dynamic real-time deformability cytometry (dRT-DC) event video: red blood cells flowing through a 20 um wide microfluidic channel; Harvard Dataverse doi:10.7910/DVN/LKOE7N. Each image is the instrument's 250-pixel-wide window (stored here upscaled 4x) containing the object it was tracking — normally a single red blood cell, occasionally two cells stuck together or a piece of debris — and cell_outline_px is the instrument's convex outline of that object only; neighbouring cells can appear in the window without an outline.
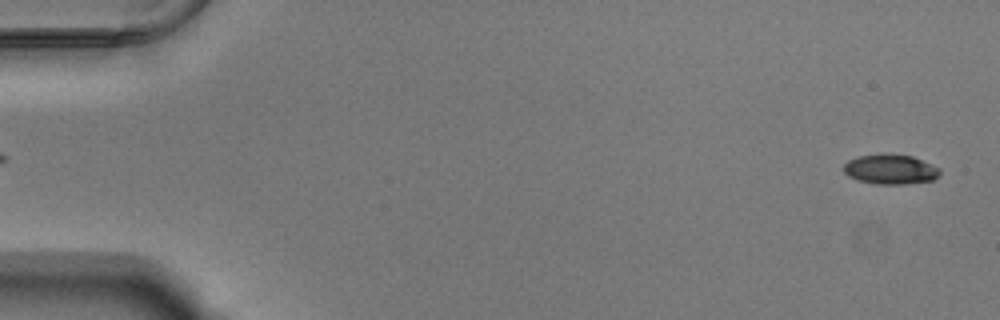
{"species": "Egyptian fruit bat (a non-hibernating species)", "species_latin": "Rousettus aegyptiacus", "temperature_condition": "warm", "stored_images_in_passage": 54, "camera_frame_rate_fps": 3000, "um_per_image_px": 0.085, "animal": {"sex": "male"}, "frame": {"image": 1, "passage_image": 2, "time_ms": 0.333, "image_size_px": [1000, 320], "cell_outline_px": [[940, 172], [932, 180], [904, 184], [876, 184], [856, 180], [848, 176], [844, 172], [844, 164], [848, 160], [856, 156], [884, 152], [912, 156], [932, 164], [940, 168]], "centroid_in_image_um": [75.64, 14.37], "position_along_channel_um": 9.4, "area_um2": 16.99}}
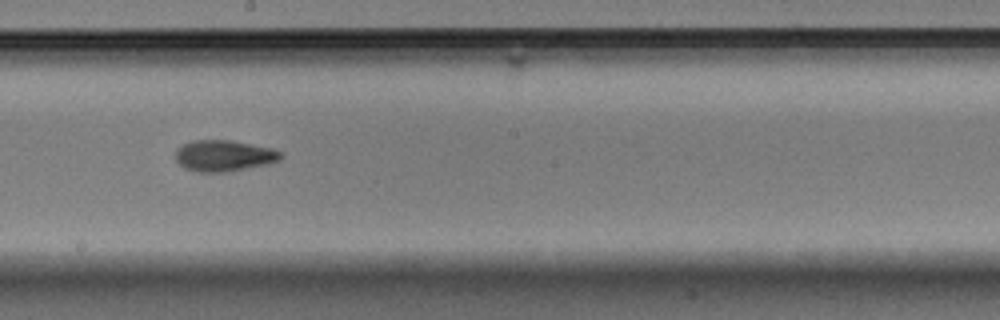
{"frame": {"image": 2, "passage_image": 31, "time_ms": 10.0, "image_size_px": [1000, 320], "cell_outline_px": [[284, 156], [280, 160], [268, 164], [228, 172], [196, 172], [184, 168], [176, 160], [176, 148], [180, 144], [192, 140], [232, 140], [272, 148], [280, 152]], "centroid_in_image_um": [19.02, 13.23], "position_along_channel_um": 229.2, "area_um2": 19.42}}
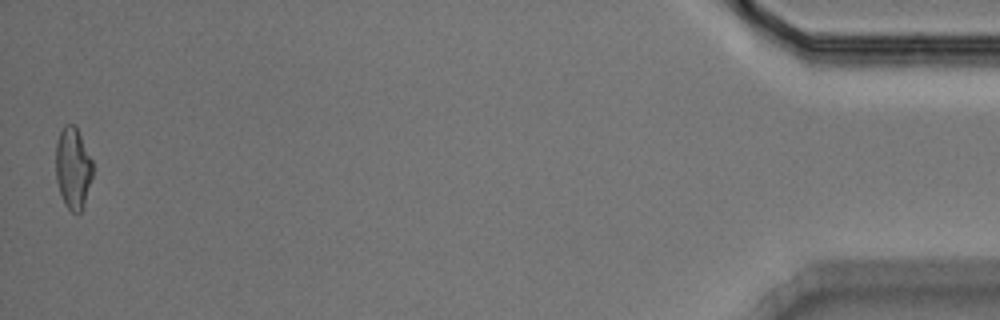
{"frame": {"image": 3, "passage_image": 54, "time_ms": 17.667, "image_size_px": [1000, 320], "cell_outline_px": [[92, 176], [84, 204], [80, 212], [72, 212], [64, 204], [56, 180], [56, 144], [60, 132], [64, 124], [72, 124], [76, 128], [92, 160]], "centroid_in_image_um": [6.19, 14.3], "position_along_channel_um": 429.0, "area_um2": 17.22}, "authors_computed_cell_mechanics": {"area_um2": 17.8891, "velocity_mm_per_s": 3.7676, "shape_relaxation_time_tau1_ms": 4.586, "shape_relaxation_time_tau2_ms": 2.6433, "deformation_change_tau1": 0.1648, "deformation_change_tau2": 0.0831}}